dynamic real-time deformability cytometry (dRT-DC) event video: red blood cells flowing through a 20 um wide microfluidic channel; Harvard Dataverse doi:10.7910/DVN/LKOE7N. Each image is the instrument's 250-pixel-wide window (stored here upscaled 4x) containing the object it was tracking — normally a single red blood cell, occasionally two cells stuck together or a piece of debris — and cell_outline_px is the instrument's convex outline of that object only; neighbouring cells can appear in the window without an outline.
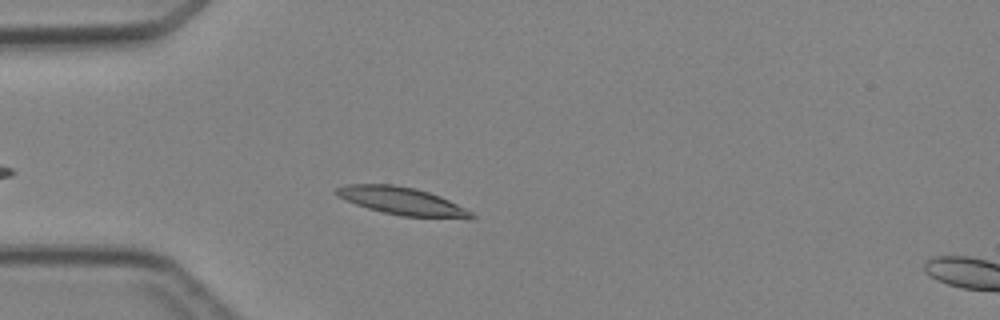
{"species": "Egyptian fruit bat (a non-hibernating species)", "species_latin": "Rousettus aegyptiacus", "temperature_condition": "cold", "stored_images_in_passage": 4, "camera_frame_rate_fps": 3000, "um_per_image_px": 0.085, "animal": {"sex": "female"}, "frame": {"image": 1, "passage_image": 3, "time_ms": 3.0, "image_size_px": [1000, 320], "cell_outline_px": [[476, 216], [472, 220], [468, 220], [400, 216], [368, 208], [356, 204], [336, 196], [336, 188], [348, 184], [392, 184], [416, 188], [440, 196], [472, 212]], "centroid_in_image_um": [34.25, 17.12], "position_along_channel_um": 50.8, "area_um2": 22.02}}